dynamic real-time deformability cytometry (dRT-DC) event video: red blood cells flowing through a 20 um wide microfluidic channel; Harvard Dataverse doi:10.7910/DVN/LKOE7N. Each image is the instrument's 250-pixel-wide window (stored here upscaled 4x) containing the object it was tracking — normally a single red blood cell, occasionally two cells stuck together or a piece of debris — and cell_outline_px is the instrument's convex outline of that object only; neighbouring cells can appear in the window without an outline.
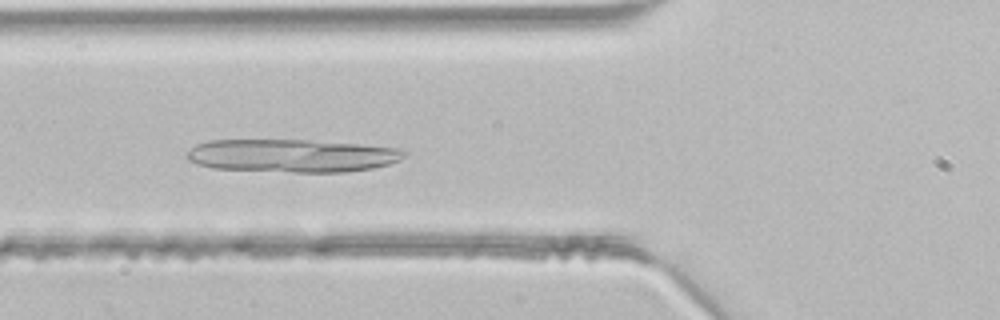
{"species": "common noctule bat (a hibernating species)", "species_latin": "Nyctalus noctula", "temperature_condition": "room temperature", "stored_images_in_passage": 37, "camera_frame_rate_fps": 3000, "um_per_image_px": 0.085, "animal": {"sex": "male", "body_mass_g": 21.5, "forearm_length_mm": 52.0}, "frame": {"image": 1, "passage_image": 8, "time_ms": 2.333, "image_size_px": [1000, 320], "cell_outline_px": [[408, 152], [400, 160], [388, 164], [372, 168], [344, 172], [292, 172], [212, 168], [196, 164], [188, 160], [184, 156], [196, 144], [208, 140], [308, 140], [360, 144], [400, 148]], "centroid_in_image_um": [24.81, 13.23], "position_along_channel_um": 101.0, "area_um2": 41.96}}
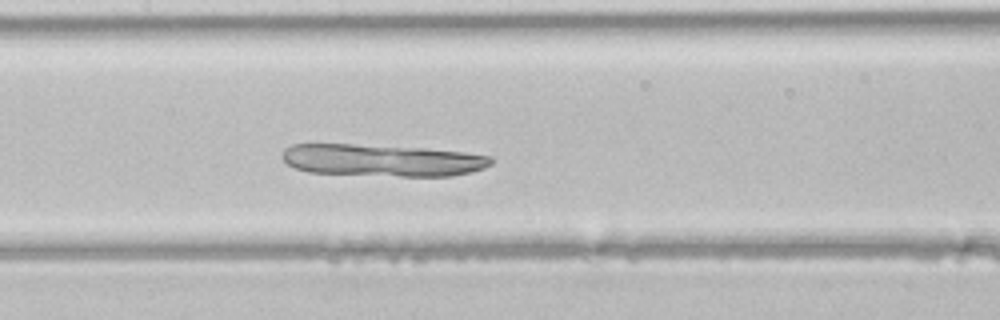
{"frame": {"image": 2, "passage_image": 13, "time_ms": 4.0, "image_size_px": [1000, 320], "cell_outline_px": [[492, 164], [484, 168], [472, 172], [452, 176], [400, 176], [308, 172], [296, 168], [288, 164], [280, 156], [284, 148], [292, 144], [352, 144], [424, 148], [464, 152], [492, 156]], "centroid_in_image_um": [32.49, 13.62], "position_along_channel_um": 174.9, "area_um2": 39.13}}
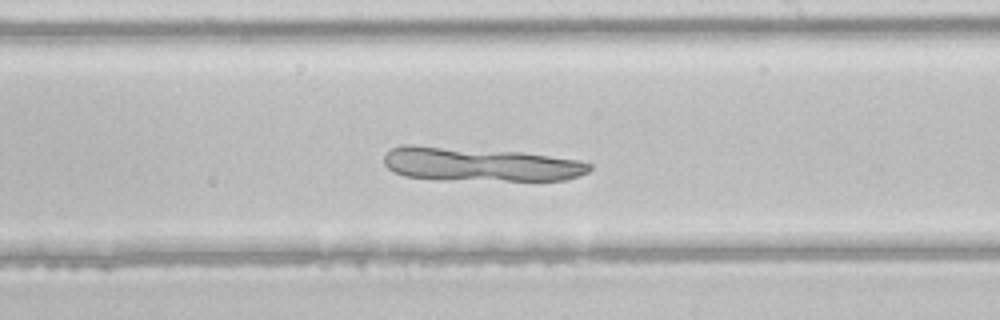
{"frame": {"image": 3, "passage_image": 18, "time_ms": 5.667, "image_size_px": [1000, 320], "cell_outline_px": [[592, 168], [588, 172], [580, 176], [568, 180], [432, 180], [404, 176], [392, 172], [384, 164], [384, 156], [392, 148], [400, 144], [416, 144], [520, 152], [580, 160], [592, 164]], "centroid_in_image_um": [40.74, 13.97], "position_along_channel_um": 248.3, "area_um2": 41.33}}